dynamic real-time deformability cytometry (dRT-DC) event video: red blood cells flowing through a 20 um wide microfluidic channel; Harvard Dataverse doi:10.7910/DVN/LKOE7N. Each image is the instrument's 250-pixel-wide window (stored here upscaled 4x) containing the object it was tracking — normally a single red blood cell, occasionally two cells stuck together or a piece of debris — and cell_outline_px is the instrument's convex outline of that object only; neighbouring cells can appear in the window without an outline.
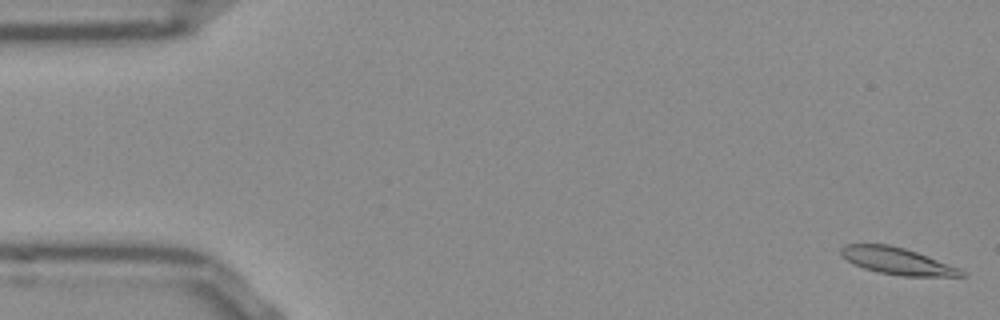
{"species": "Egyptian fruit bat (a non-hibernating species)", "species_latin": "Rousettus aegyptiacus", "temperature_condition": "room temperature", "stored_images_in_passage": 52, "camera_frame_rate_fps": 3000, "um_per_image_px": 0.085, "frame": {"image": 1, "passage_image": 1, "time_ms": 0.0, "image_size_px": [1000, 320], "cell_outline_px": [[968, 276], [904, 276], [876, 272], [852, 264], [840, 252], [840, 248], [844, 244], [888, 244], [904, 248], [916, 252], [960, 268]], "centroid_in_image_um": [76.25, 22.19], "position_along_channel_um": 8.8, "area_um2": 18.73}}
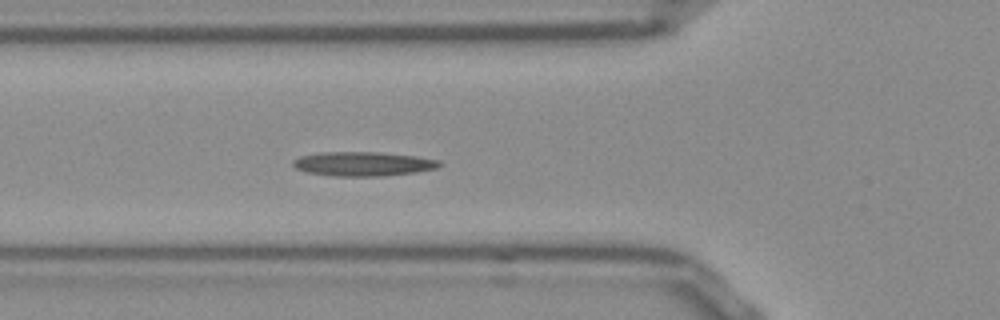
{"frame": {"image": 2, "passage_image": 18, "time_ms": 5.667, "image_size_px": [1000, 320], "cell_outline_px": [[444, 164], [436, 168], [416, 172], [380, 176], [332, 176], [308, 172], [296, 168], [292, 164], [292, 160], [300, 156], [320, 152], [376, 152], [416, 156], [440, 160]], "centroid_in_image_um": [30.87, 13.92], "position_along_channel_um": 94.9, "area_um2": 20.69}}
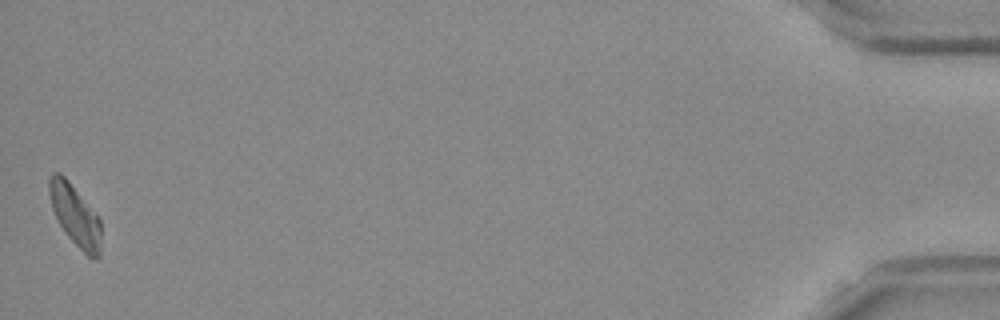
{"frame": {"image": 3, "passage_image": 52, "time_ms": 17.0, "image_size_px": [1000, 320], "cell_outline_px": [[100, 256], [96, 260], [88, 256], [68, 236], [60, 224], [52, 208], [48, 192], [48, 180], [52, 172], [60, 172], [68, 180], [100, 216]], "centroid_in_image_um": [6.39, 18.26], "position_along_channel_um": 428.8, "area_um2": 18.5}, "authors_computed_cell_mechanics": {"area_um2": 19.2763, "velocity_mm_per_s": 3.8212, "shape_relaxation_time_tau1_ms": null, "shape_relaxation_time_tau2_ms": 9.1729, "deformation_change_tau1": null, "deformation_change_tau2": 0.1956}}